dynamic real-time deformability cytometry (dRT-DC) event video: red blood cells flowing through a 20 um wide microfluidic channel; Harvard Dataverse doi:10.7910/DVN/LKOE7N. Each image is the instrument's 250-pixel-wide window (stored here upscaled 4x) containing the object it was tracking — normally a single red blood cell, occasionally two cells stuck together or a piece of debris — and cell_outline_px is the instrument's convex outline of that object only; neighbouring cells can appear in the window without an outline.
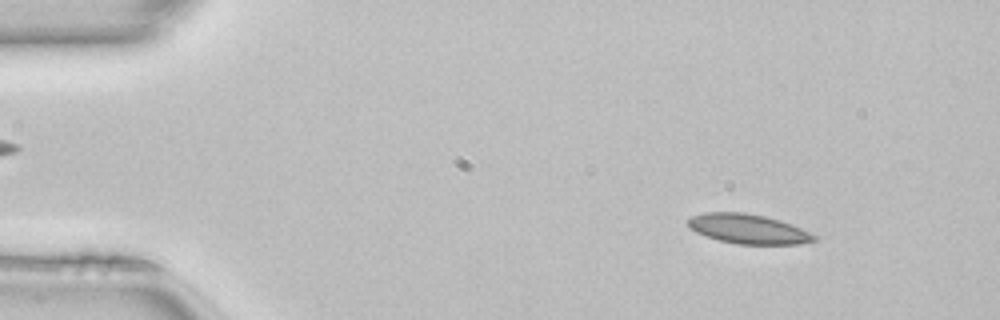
{"species": "common noctule bat (a hibernating species)", "species_latin": "Nyctalus noctula", "temperature_condition": "room temperature", "stored_images_in_passage": 49, "camera_frame_rate_fps": 3000, "um_per_image_px": 0.085, "animal": {"sex": "female", "body_mass_g": 22.7, "forearm_length_mm": 54.2}, "frame": {"image": 1, "passage_image": 6, "time_ms": 1.667, "image_size_px": [1000, 320], "cell_outline_px": [[820, 236], [816, 240], [800, 244], [736, 244], [720, 240], [696, 232], [688, 224], [688, 220], [692, 216], [704, 212], [744, 212], [764, 216], [780, 220], [792, 224]], "centroid_in_image_um": [63.66, 19.46], "position_along_channel_um": 21.3, "area_um2": 21.73}}
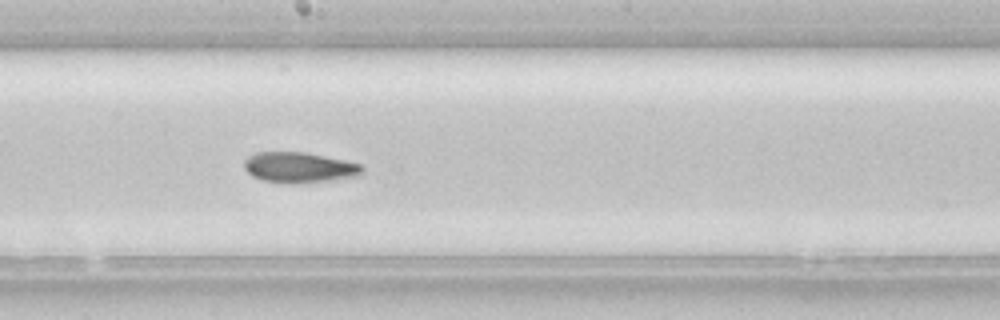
{"frame": {"image": 2, "passage_image": 27, "time_ms": 8.667, "image_size_px": [1000, 320], "cell_outline_px": [[364, 172], [360, 176], [300, 184], [288, 184], [264, 180], [252, 176], [244, 168], [244, 160], [248, 156], [256, 152], [304, 152], [344, 160], [360, 164], [364, 168]], "centroid_in_image_um": [25.44, 14.24], "position_along_channel_um": 222.8, "area_um2": 21.15}}
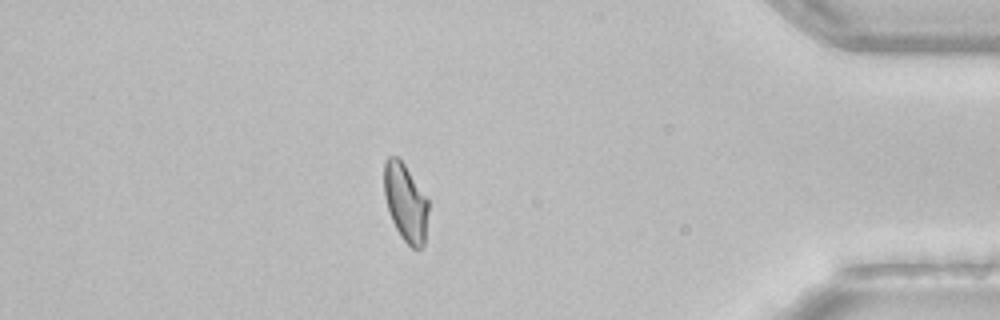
{"frame": {"image": 3, "passage_image": 43, "time_ms": 14.0, "image_size_px": [1000, 320], "cell_outline_px": [[428, 212], [424, 244], [420, 248], [412, 248], [400, 236], [392, 220], [384, 196], [384, 160], [388, 156], [396, 156], [404, 164], [428, 200]], "centroid_in_image_um": [34.46, 17.21], "position_along_channel_um": 400.7, "area_um2": 19.83}, "authors_computed_cell_mechanics": {"area_um2": 21.2704, "velocity_mm_per_s": 4.1009, "shape_relaxation_time_tau1_ms": null, "shape_relaxation_time_tau2_ms": 5.1665, "deformation_change_tau1": null, "deformation_change_tau2": 0.0978}}